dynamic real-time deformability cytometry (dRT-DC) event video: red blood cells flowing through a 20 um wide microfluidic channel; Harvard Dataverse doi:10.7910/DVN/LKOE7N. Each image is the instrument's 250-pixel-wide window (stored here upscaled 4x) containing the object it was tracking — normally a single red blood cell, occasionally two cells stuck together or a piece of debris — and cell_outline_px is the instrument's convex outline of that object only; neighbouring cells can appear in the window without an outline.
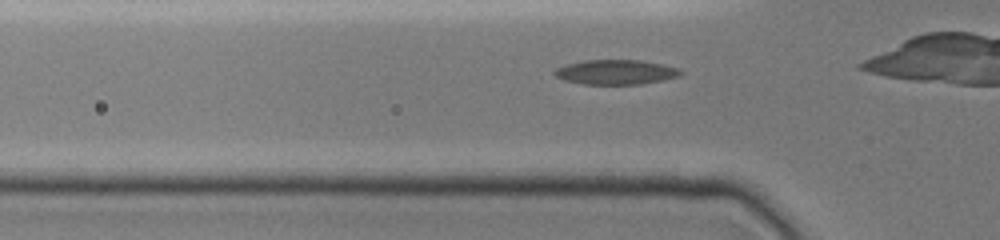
{"species": "common noctule bat (a hibernating species)", "species_latin": "Nyctalus noctula", "temperature_condition": "cold", "stored_images_in_passage": 41, "camera_frame_rate_fps": 3000, "um_per_image_px": 0.085, "animal": {"sex": "female", "body_mass_g": 19.0, "forearm_length_mm": 51.5}, "frame": {"image": 1, "passage_image": 5, "time_ms": 1.333, "image_size_px": [1000, 240], "cell_outline_px": [[684, 72], [680, 76], [640, 84], [584, 84], [564, 80], [556, 76], [552, 72], [556, 68], [568, 64], [584, 60], [640, 60], [680, 68]], "centroid_in_image_um": [52.35, 6.12], "position_along_channel_um": 73.5, "area_um2": 18.03}}
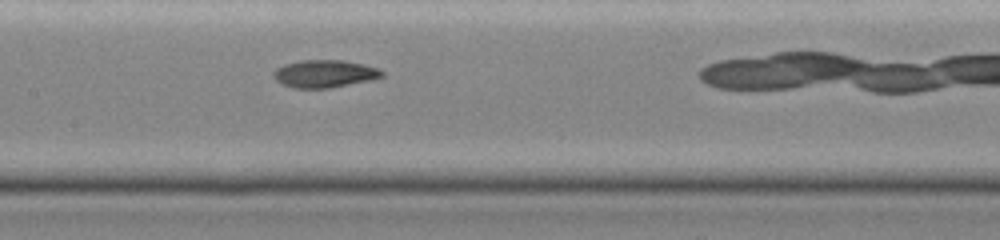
{"frame": {"image": 2, "passage_image": 19, "time_ms": 4.0, "image_size_px": [1000, 240], "cell_outline_px": [[384, 76], [372, 80], [328, 88], [296, 88], [280, 84], [272, 76], [272, 72], [276, 68], [284, 64], [304, 60], [340, 60], [364, 64], [380, 68], [384, 72]], "centroid_in_image_um": [27.59, 6.27], "position_along_channel_um": 179.8, "area_um2": 17.57}}
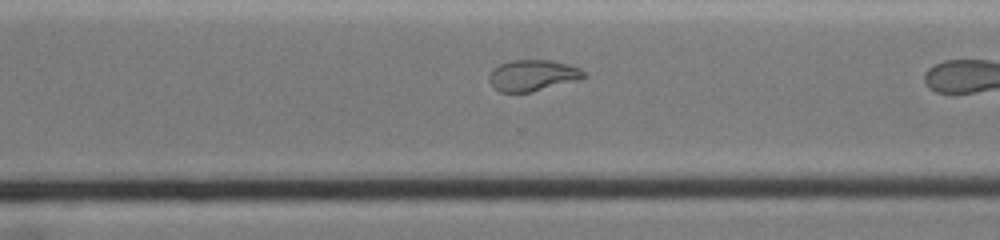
{"frame": {"image": 3, "passage_image": 37, "time_ms": 7.667, "image_size_px": [1000, 240], "cell_outline_px": [[588, 76], [580, 80], [532, 92], [500, 92], [492, 88], [488, 80], [488, 76], [492, 68], [500, 64], [512, 60], [552, 60], [568, 64], [580, 68]], "centroid_in_image_um": [45.27, 6.41], "position_along_channel_um": 325.3, "area_um2": 17.57}}